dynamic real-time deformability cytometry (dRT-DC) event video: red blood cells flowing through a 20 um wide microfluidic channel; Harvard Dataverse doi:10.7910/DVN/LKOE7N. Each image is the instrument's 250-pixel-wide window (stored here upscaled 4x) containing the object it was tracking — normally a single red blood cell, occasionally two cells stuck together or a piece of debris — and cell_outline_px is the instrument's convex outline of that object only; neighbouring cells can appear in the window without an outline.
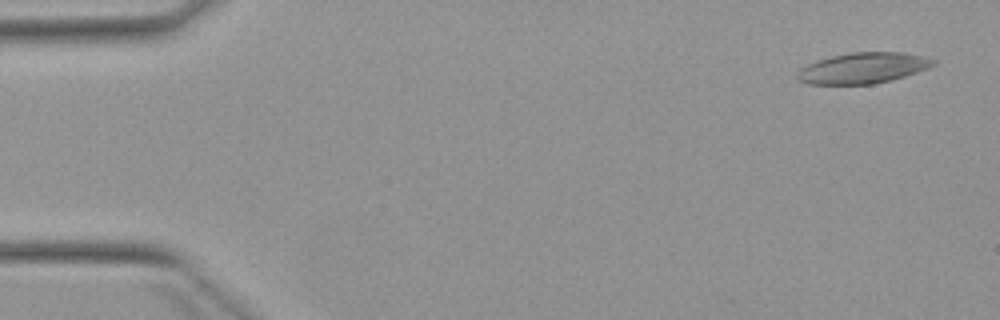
{"species": "Egyptian fruit bat (a non-hibernating species)", "species_latin": "Rousettus aegyptiacus", "temperature_condition": "warm", "stored_images_in_passage": 5, "camera_frame_rate_fps": 3000, "um_per_image_px": 0.085, "animal": {"sex": "female"}, "frame": {"image": 1, "passage_image": 5, "time_ms": 6.333, "image_size_px": [1000, 320], "cell_outline_px": [[936, 64], [928, 68], [892, 80], [872, 84], [808, 84], [800, 80], [796, 76], [800, 68], [808, 64], [832, 56], [852, 52], [904, 52], [936, 60]], "centroid_in_image_um": [73.36, 5.78], "position_along_channel_um": 11.6, "area_um2": 24.16}}